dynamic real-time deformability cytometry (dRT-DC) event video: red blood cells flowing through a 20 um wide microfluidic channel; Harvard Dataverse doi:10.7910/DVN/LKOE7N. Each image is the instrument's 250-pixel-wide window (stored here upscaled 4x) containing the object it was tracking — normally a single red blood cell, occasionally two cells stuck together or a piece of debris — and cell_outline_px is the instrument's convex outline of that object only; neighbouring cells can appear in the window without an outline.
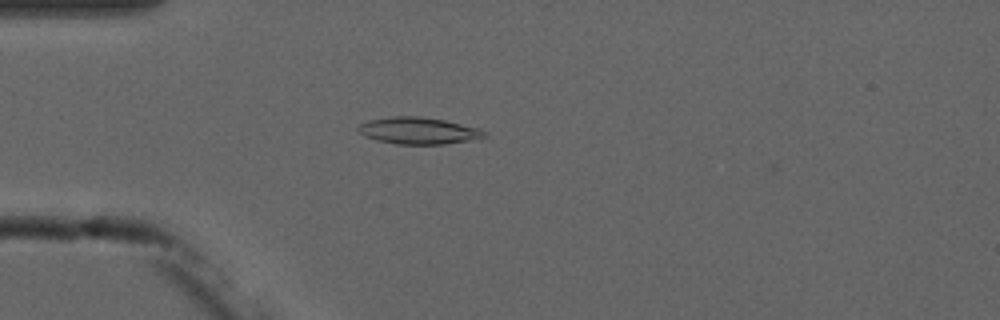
{"species": "common noctule bat (a hibernating species)", "species_latin": "Nyctalus noctula", "temperature_condition": "cold", "stored_images_in_passage": 5, "camera_frame_rate_fps": 3000, "um_per_image_px": 0.085, "animal": {"sex": "male", "forearm_length_mm": 52.5}, "frame": {"image": 1, "passage_image": 4, "time_ms": 3.667, "image_size_px": [1000, 320], "cell_outline_px": [[488, 136], [480, 140], [444, 144], [396, 144], [376, 140], [364, 136], [356, 128], [360, 124], [368, 120], [392, 116], [416, 116], [444, 120], [480, 128], [488, 132]], "centroid_in_image_um": [35.64, 11.12], "position_along_channel_um": 49.4, "area_um2": 20.06}}